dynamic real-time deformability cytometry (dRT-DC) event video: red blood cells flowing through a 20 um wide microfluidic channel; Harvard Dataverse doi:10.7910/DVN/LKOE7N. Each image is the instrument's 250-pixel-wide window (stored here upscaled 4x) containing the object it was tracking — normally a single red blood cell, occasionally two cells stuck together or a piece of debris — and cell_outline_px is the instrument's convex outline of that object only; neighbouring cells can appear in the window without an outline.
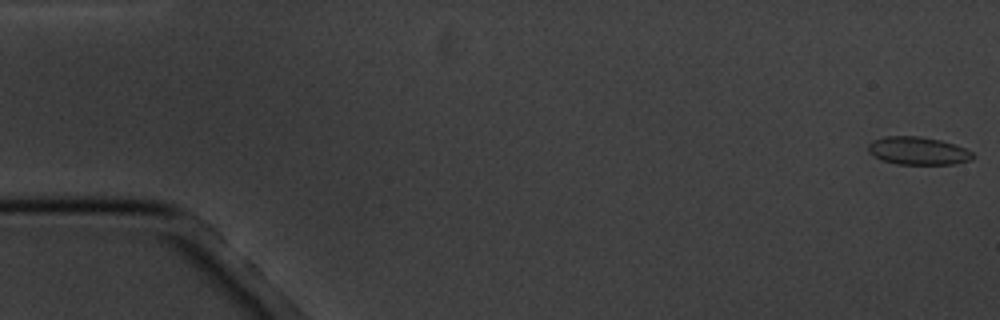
{"species": "common noctule bat (a hibernating species)", "species_latin": "Nyctalus noctula", "temperature_condition": "cold", "stored_images_in_passage": 11, "camera_frame_rate_fps": 3000, "um_per_image_px": 0.085, "animal": {"sex": "male", "body_mass_g": 20.1, "forearm_length_mm": 53.5}, "frame": {"image": 1, "passage_image": 1, "time_ms": 0.0, "image_size_px": [1000, 320], "cell_outline_px": [[976, 156], [972, 160], [952, 164], [896, 164], [880, 160], [868, 152], [868, 144], [872, 140], [884, 136], [920, 136], [940, 140], [964, 148], [972, 152]], "centroid_in_image_um": [78.0, 12.82], "position_along_channel_um": 7.0, "area_um2": 17.11}}
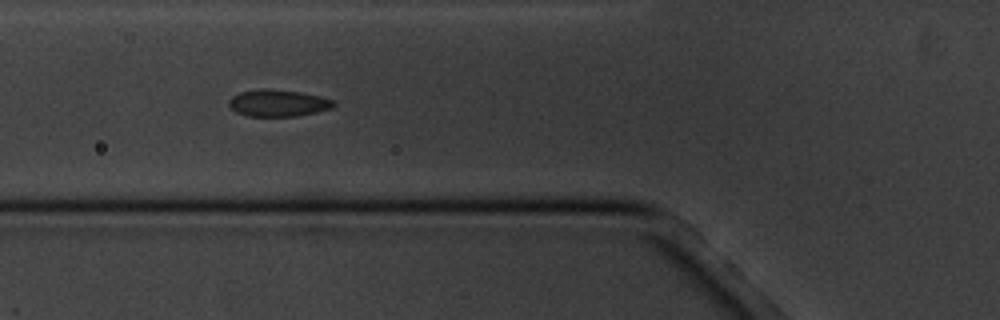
{"frame": {"image": 2, "passage_image": 7, "time_ms": 6.667, "image_size_px": [1000, 320], "cell_outline_px": [[336, 104], [332, 108], [316, 112], [296, 116], [244, 116], [236, 112], [228, 104], [228, 100], [232, 96], [240, 92], [260, 88], [264, 88], [300, 92], [320, 96], [332, 100]], "centroid_in_image_um": [23.6, 8.76], "position_along_channel_um": 102.2, "area_um2": 16.42}}
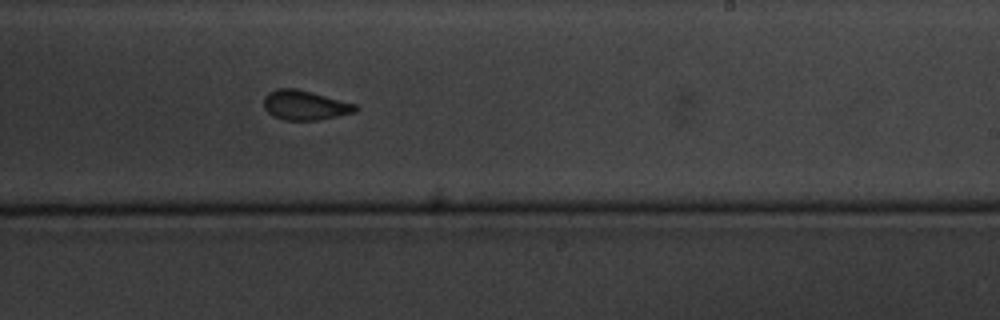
{"frame": {"image": 3, "passage_image": 11, "time_ms": 11.333, "image_size_px": [1000, 320], "cell_outline_px": [[360, 108], [356, 112], [316, 120], [284, 120], [272, 116], [264, 108], [264, 96], [268, 92], [276, 88], [296, 88], [312, 92], [356, 104]], "centroid_in_image_um": [25.9, 8.93], "position_along_channel_um": 263.1, "area_um2": 15.9}}